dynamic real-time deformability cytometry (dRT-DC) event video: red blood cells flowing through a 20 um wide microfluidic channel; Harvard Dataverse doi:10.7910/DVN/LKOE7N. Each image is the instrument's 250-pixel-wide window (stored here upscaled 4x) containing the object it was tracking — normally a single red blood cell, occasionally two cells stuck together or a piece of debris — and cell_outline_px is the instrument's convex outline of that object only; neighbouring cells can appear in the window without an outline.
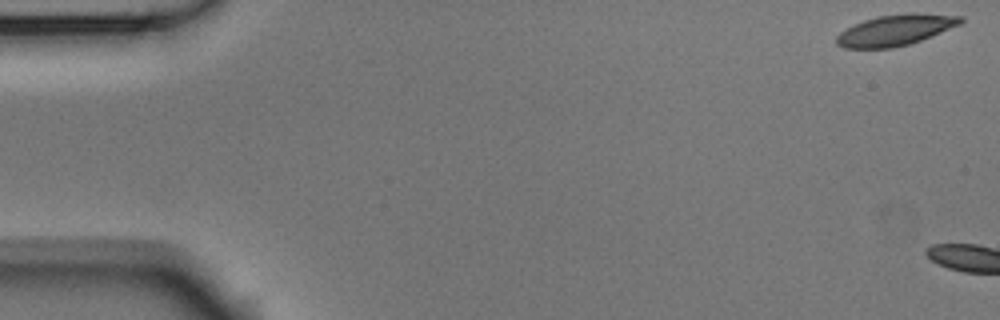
{"species": "Egyptian fruit bat (a non-hibernating species)", "species_latin": "Rousettus aegyptiacus", "temperature_condition": "room temperature", "stored_images_in_passage": 5, "camera_frame_rate_fps": 3000, "um_per_image_px": 0.085, "animal": {"sex": "male"}, "frame": {"image": 1, "passage_image": 1, "time_ms": 0.0, "image_size_px": [1000, 320], "cell_outline_px": [[964, 20], [960, 24], [920, 40], [908, 44], [892, 48], [844, 48], [836, 44], [836, 36], [840, 32], [864, 20], [880, 16], [912, 12], [960, 16]], "centroid_in_image_um": [76.09, 2.56], "position_along_channel_um": 8.9, "area_um2": 21.96}}